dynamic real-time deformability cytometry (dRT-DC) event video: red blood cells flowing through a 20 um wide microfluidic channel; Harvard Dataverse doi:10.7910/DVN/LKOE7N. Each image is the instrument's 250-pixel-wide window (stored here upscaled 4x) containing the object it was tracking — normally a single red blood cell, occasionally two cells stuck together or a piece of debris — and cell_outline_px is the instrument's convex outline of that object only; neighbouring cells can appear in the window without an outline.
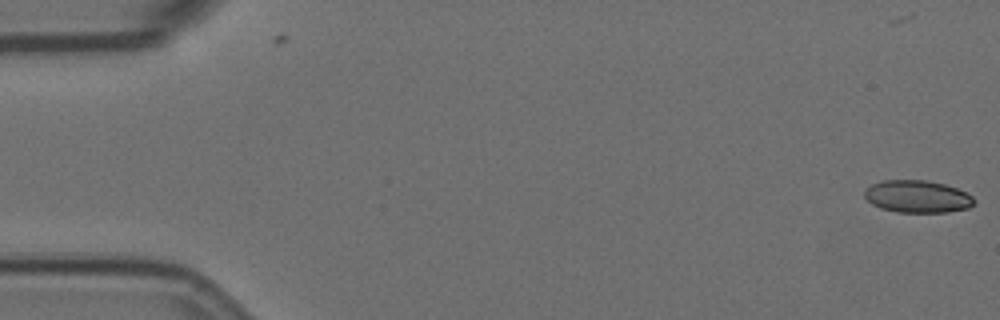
{"species": "Egyptian fruit bat (a non-hibernating species)", "species_latin": "Rousettus aegyptiacus", "temperature_condition": "room temperature", "stored_images_in_passage": 58, "camera_frame_rate_fps": 3000, "um_per_image_px": 0.085, "animal": {"sex": "female"}, "frame": {"image": 1, "passage_image": 1, "time_ms": 0.0, "image_size_px": [1000, 320], "cell_outline_px": [[976, 200], [968, 208], [948, 212], [896, 212], [880, 208], [872, 204], [864, 196], [864, 192], [872, 184], [884, 180], [928, 180], [944, 184], [968, 192]], "centroid_in_image_um": [77.99, 16.7], "position_along_channel_um": 7.0, "area_um2": 20.69}}
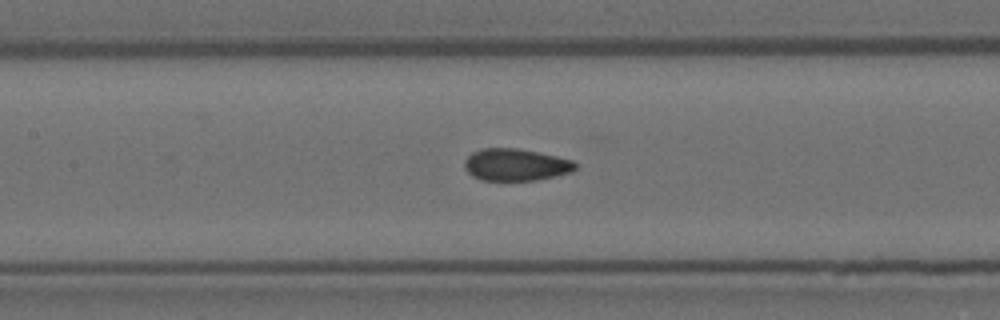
{"frame": {"image": 2, "passage_image": 26, "time_ms": 8.333, "image_size_px": [1000, 320], "cell_outline_px": [[576, 168], [572, 172], [536, 180], [480, 180], [472, 176], [464, 168], [464, 160], [472, 152], [480, 148], [516, 148], [556, 156], [572, 160], [576, 164]], "centroid_in_image_um": [43.8, 14.0], "position_along_channel_um": 163.6, "area_um2": 20.69}}
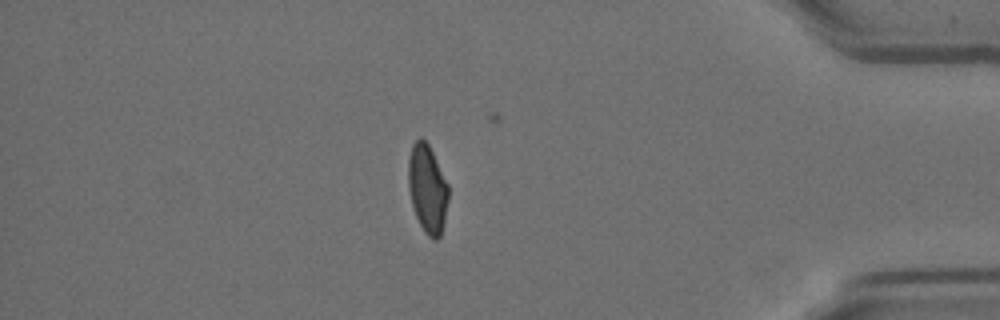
{"frame": {"image": 3, "passage_image": 49, "time_ms": 16.0, "image_size_px": [1000, 320], "cell_outline_px": [[448, 200], [444, 220], [440, 236], [436, 240], [432, 240], [424, 232], [416, 216], [412, 204], [408, 188], [408, 160], [412, 144], [420, 136], [428, 144], [448, 184]], "centroid_in_image_um": [36.31, 16.04], "position_along_channel_um": 398.9, "area_um2": 20.52}, "authors_computed_cell_mechanics": {"area_um2": 21.0103, "velocity_mm_per_s": 3.5742, "shape_relaxation_time_tau1_ms": 10.5633, "shape_relaxation_time_tau2_ms": 0.8515, "deformation_change_tau1": 0.2023, "deformation_change_tau2": 0.0708}}